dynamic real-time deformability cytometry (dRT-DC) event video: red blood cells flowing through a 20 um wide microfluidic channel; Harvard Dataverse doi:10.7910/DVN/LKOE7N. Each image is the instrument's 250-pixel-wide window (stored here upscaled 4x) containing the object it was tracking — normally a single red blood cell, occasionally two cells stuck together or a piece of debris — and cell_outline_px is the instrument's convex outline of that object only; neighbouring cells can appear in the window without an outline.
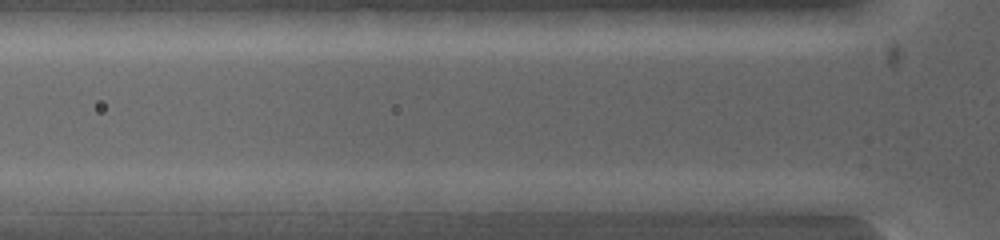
{"species": "common noctule bat (a hibernating species)", "species_latin": "Nyctalus noctula", "temperature_condition": "warm", "stored_images_in_passage": 6, "camera_frame_rate_fps": 5000, "um_per_image_px": 0.085, "animal": {"sex": "female", "body_mass_g": 19.0, "forearm_length_mm": 53.3}, "frame": {"image": 1, "passage_image": 5, "time_ms": 0.6, "image_size_px": [1000, 240], "cell_outline_px": [[604, 200], [592, 212], [496, 212], [492, 200], [544, 192], [592, 192]], "centroid_in_image_um": [46.72, 17.23], "position_along_channel_um": 79.1, "area_um2": 13.64}}